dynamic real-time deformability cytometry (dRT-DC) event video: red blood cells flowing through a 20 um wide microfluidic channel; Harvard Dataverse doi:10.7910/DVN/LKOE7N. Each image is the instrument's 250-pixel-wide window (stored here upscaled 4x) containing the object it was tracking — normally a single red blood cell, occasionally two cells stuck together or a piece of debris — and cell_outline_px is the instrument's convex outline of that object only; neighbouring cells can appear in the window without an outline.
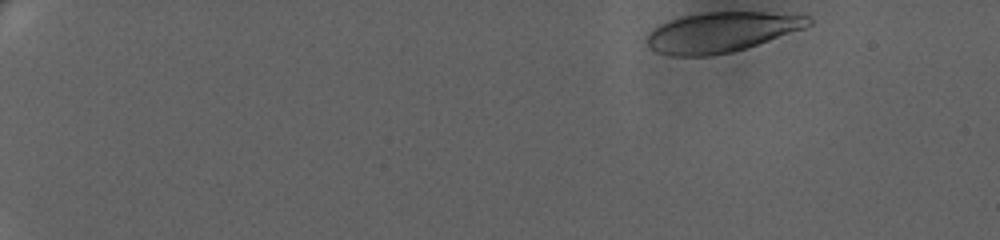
{"species": "human", "species_latin": "Homo sapiens", "temperature_condition": "warm", "stored_images_in_passage": 58, "camera_frame_rate_fps": 3000, "um_per_image_px": 0.085, "donor": {"sex": "female"}, "frame": {"image": 1, "passage_image": 1, "time_ms": 0.0, "image_size_px": [1000, 240], "cell_outline_px": [[812, 24], [804, 28], [732, 52], [708, 56], [672, 56], [656, 52], [648, 48], [644, 40], [648, 32], [660, 24], [668, 20], [700, 12], [764, 12], [812, 16]], "centroid_in_image_um": [61.25, 2.73], "position_along_channel_um": 23.7, "area_um2": 37.8}}
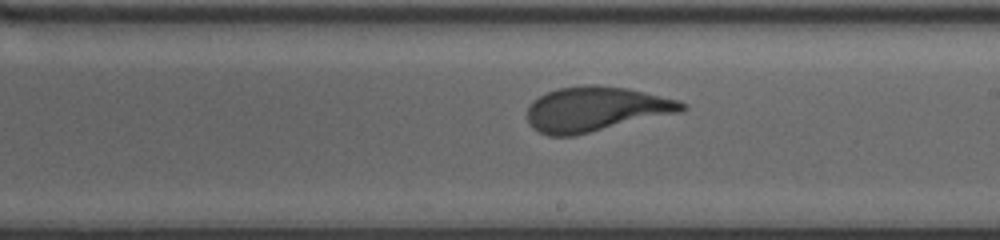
{"frame": {"image": 2, "passage_image": 35, "time_ms": 11.333, "image_size_px": [1000, 240], "cell_outline_px": [[688, 108], [680, 112], [572, 136], [548, 136], [532, 128], [528, 124], [528, 108], [532, 100], [548, 92], [560, 88], [588, 84], [596, 84], [628, 88], [676, 100], [688, 104]], "centroid_in_image_um": [50.62, 9.27], "position_along_channel_um": 238.4, "area_um2": 40.11}}
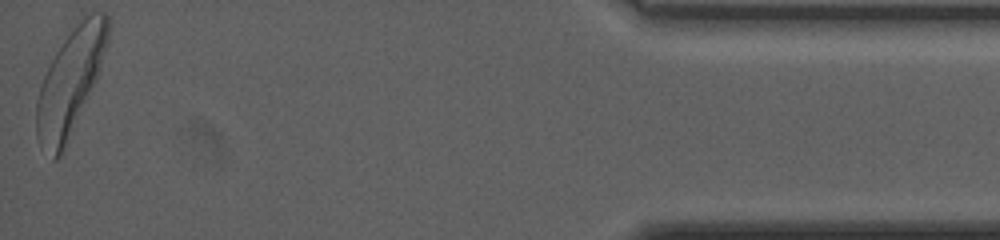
{"frame": {"image": 3, "passage_image": 58, "time_ms": 19.0, "image_size_px": [1000, 240], "cell_outline_px": [[108, 40], [96, 80], [64, 148], [60, 156], [56, 160], [52, 160], [36, 136], [36, 100], [40, 84], [56, 52], [64, 40], [80, 20], [92, 12], [104, 12], [108, 16]], "centroid_in_image_um": [5.95, 6.98], "position_along_channel_um": 429.2, "area_um2": 42.77}}